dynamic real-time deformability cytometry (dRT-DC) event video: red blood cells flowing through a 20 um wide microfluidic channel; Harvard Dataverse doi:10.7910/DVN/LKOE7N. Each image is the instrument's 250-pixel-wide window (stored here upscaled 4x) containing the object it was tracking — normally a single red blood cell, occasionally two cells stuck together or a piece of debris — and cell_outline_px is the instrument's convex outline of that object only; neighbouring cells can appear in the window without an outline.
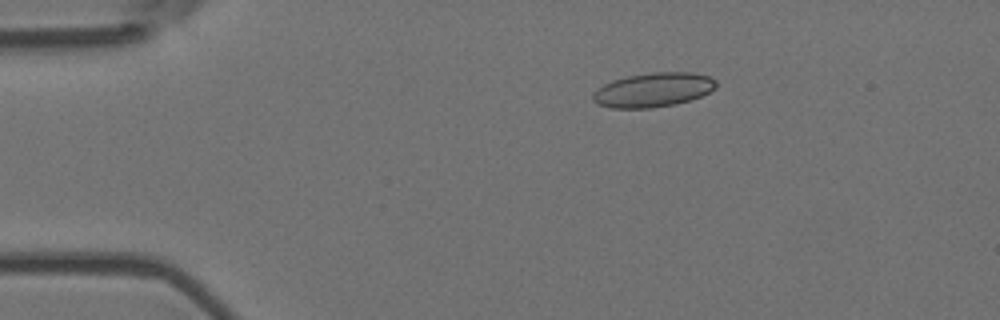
{"species": "Egyptian fruit bat (a non-hibernating species)", "species_latin": "Rousettus aegyptiacus", "temperature_condition": "room temperature", "stored_images_in_passage": 5, "camera_frame_rate_fps": 3000, "um_per_image_px": 0.085, "animal": {"sex": "female"}, "frame": {"image": 1, "passage_image": 3, "time_ms": 0.667, "image_size_px": [1000, 320], "cell_outline_px": [[716, 88], [700, 96], [676, 104], [652, 108], [612, 108], [596, 104], [592, 100], [592, 92], [596, 88], [612, 80], [628, 76], [652, 72], [692, 72], [708, 76], [716, 80]], "centroid_in_image_um": [55.48, 7.64], "position_along_channel_um": 29.5, "area_um2": 24.74}}
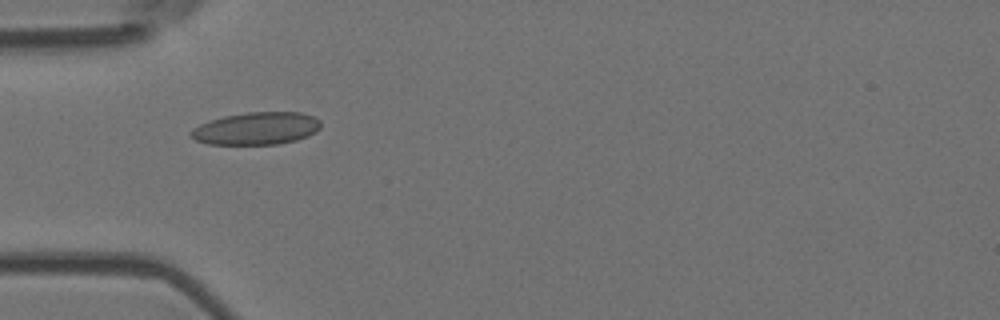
{"frame": {"image": 2, "passage_image": 5, "time_ms": 1.333, "image_size_px": [1000, 320], "cell_outline_px": [[320, 128], [316, 132], [308, 136], [296, 140], [276, 144], [208, 144], [196, 140], [192, 136], [192, 128], [200, 124], [224, 116], [248, 112], [300, 112], [312, 116], [320, 120]], "centroid_in_image_um": [21.83, 10.91], "position_along_channel_um": 63.2, "area_um2": 24.39}}